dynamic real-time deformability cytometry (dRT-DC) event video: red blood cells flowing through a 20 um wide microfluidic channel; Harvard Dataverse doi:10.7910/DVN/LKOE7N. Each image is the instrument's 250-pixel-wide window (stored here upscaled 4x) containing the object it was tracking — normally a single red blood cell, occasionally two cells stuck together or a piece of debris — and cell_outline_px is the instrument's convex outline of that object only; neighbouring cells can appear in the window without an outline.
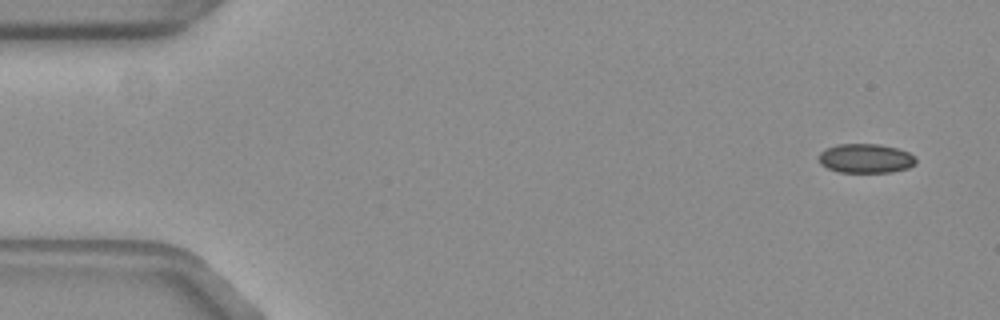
{"species": "common noctule bat (a hibernating species)", "species_latin": "Nyctalus noctula", "temperature_condition": "warm", "stored_images_in_passage": 4, "camera_frame_rate_fps": 3000, "um_per_image_px": 0.085, "animal": {"sex": "female", "body_mass_g": 19.3, "forearm_length_mm": 54.1}, "frame": {"image": 1, "passage_image": 1, "time_ms": 0.0, "image_size_px": [1000, 320], "cell_outline_px": [[916, 160], [908, 168], [892, 172], [840, 172], [828, 168], [820, 164], [820, 152], [828, 148], [840, 144], [876, 144], [896, 148], [908, 152]], "centroid_in_image_um": [73.57, 13.47], "position_along_channel_um": 11.4, "area_um2": 16.18}}